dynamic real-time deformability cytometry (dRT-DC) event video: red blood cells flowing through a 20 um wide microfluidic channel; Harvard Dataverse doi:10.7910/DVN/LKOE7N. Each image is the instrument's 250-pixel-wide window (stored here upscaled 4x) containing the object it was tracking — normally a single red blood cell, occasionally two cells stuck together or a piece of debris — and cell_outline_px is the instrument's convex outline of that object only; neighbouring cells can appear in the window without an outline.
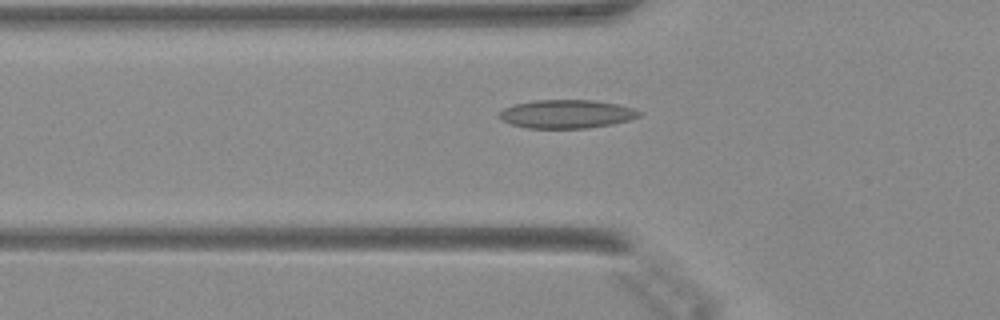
{"species": "Egyptian fruit bat (a non-hibernating species)", "species_latin": "Rousettus aegyptiacus", "temperature_condition": "warm", "stored_images_in_passage": 36, "camera_frame_rate_fps": 3000, "um_per_image_px": 0.085, "animal": {"sex": "female"}, "frame": {"image": 1, "passage_image": 4, "time_ms": 1.0, "image_size_px": [1000, 320], "cell_outline_px": [[640, 116], [628, 120], [612, 124], [588, 128], [528, 128], [512, 124], [500, 120], [496, 116], [504, 108], [516, 104], [532, 100], [592, 100], [616, 104], [632, 108], [640, 112]], "centroid_in_image_um": [48.11, 9.69], "position_along_channel_um": 77.7, "area_um2": 23.12}}
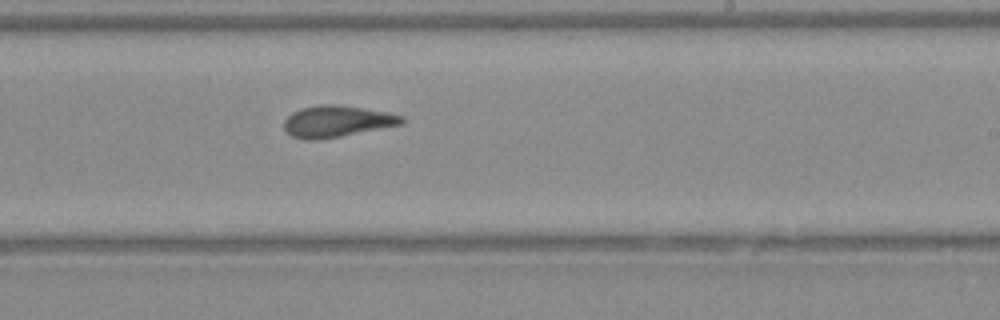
{"frame": {"image": 2, "passage_image": 17, "time_ms": 5.333, "image_size_px": [1000, 320], "cell_outline_px": [[404, 124], [320, 140], [304, 140], [292, 136], [284, 128], [284, 120], [292, 112], [300, 108], [320, 104], [340, 104], [384, 112], [404, 116]], "centroid_in_image_um": [28.61, 10.31], "position_along_channel_um": 260.4, "area_um2": 21.68}}
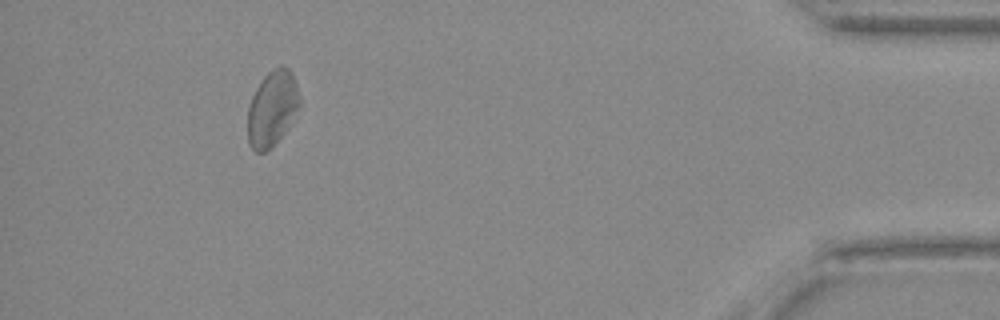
{"frame": {"image": 3, "passage_image": 32, "time_ms": 10.333, "image_size_px": [1000, 320], "cell_outline_px": [[300, 104], [288, 128], [264, 152], [256, 152], [248, 144], [248, 108], [252, 96], [260, 80], [272, 68], [288, 68], [292, 72], [300, 96]], "centroid_in_image_um": [23.13, 9.2], "position_along_channel_um": 412.1, "area_um2": 22.48}}